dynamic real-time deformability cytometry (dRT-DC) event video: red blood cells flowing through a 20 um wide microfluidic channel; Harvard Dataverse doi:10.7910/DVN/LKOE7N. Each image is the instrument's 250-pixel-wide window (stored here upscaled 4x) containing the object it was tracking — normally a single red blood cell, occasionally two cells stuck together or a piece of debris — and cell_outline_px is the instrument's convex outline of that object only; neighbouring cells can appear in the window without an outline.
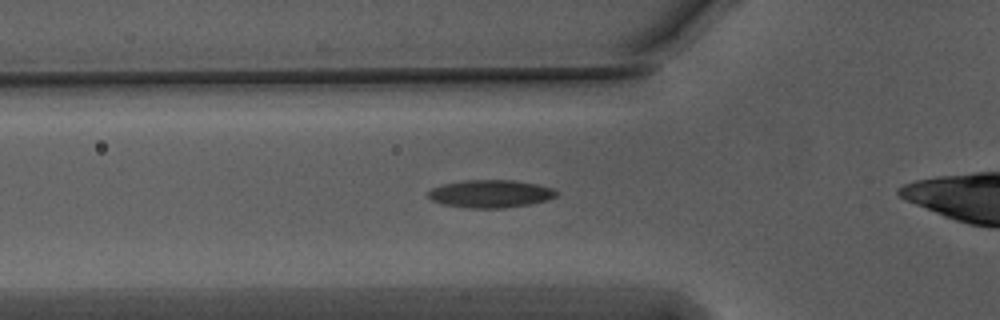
{"species": "Egyptian fruit bat (a non-hibernating species)", "species_latin": "Rousettus aegyptiacus", "temperature_condition": "warm", "stored_images_in_passage": 41, "camera_frame_rate_fps": 3000, "um_per_image_px": 0.085, "animal": {"sex": "male"}, "frame": {"image": 1, "passage_image": 4, "time_ms": 1.0, "image_size_px": [1000, 320], "cell_outline_px": [[560, 192], [556, 196], [548, 200], [528, 204], [504, 208], [464, 208], [440, 204], [432, 200], [428, 196], [428, 192], [432, 188], [444, 184], [464, 180], [516, 180], [556, 188]], "centroid_in_image_um": [41.72, 16.47], "position_along_channel_um": 84.1, "area_um2": 20.98}}
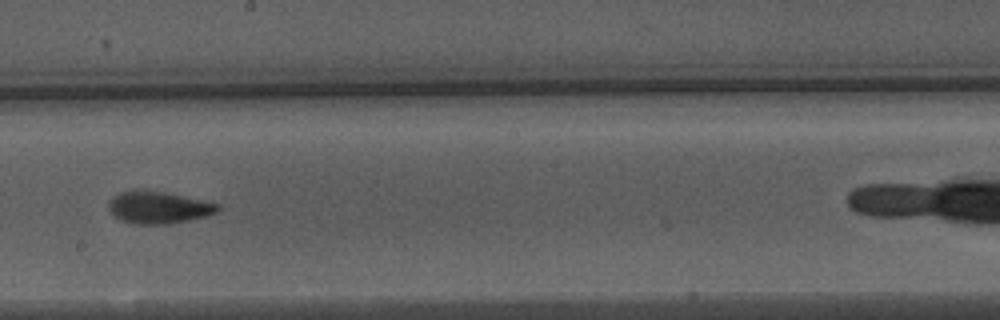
{"frame": {"image": 2, "passage_image": 16, "time_ms": 5.0, "image_size_px": [1000, 320], "cell_outline_px": [[220, 212], [208, 216], [168, 224], [132, 224], [120, 220], [112, 212], [108, 204], [108, 200], [120, 192], [164, 192], [204, 200], [220, 204]], "centroid_in_image_um": [13.54, 17.66], "position_along_channel_um": 234.7, "area_um2": 20.11}}
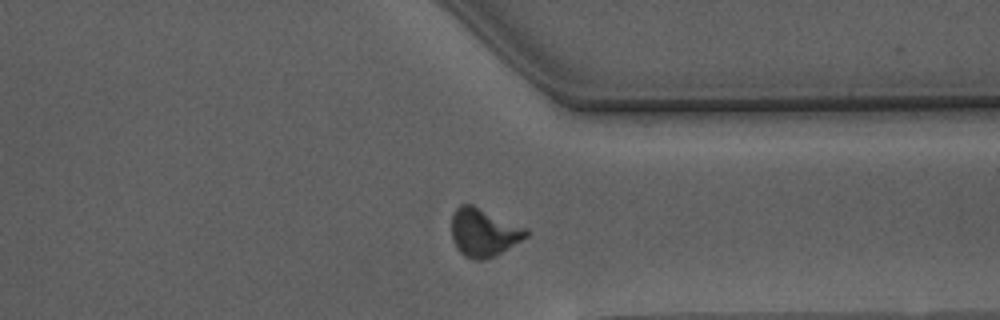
{"frame": {"image": 3, "passage_image": 27, "time_ms": 8.667, "image_size_px": [1000, 320], "cell_outline_px": [[528, 236], [496, 256], [484, 260], [472, 260], [464, 256], [456, 248], [452, 240], [452, 216], [456, 208], [460, 204], [472, 204], [528, 228]], "centroid_in_image_um": [41.11, 19.77], "position_along_channel_um": 370.3, "area_um2": 21.15}, "authors_computed_cell_mechanics": {"area_um2": 19.9988, "velocity_mm_per_s": 3.7561, "shape_relaxation_time_tau1_ms": 5.9351, "shape_relaxation_time_tau2_ms": 1.6286, "deformation_change_tau1": 0.1783, "deformation_change_tau2": 0.0874}}